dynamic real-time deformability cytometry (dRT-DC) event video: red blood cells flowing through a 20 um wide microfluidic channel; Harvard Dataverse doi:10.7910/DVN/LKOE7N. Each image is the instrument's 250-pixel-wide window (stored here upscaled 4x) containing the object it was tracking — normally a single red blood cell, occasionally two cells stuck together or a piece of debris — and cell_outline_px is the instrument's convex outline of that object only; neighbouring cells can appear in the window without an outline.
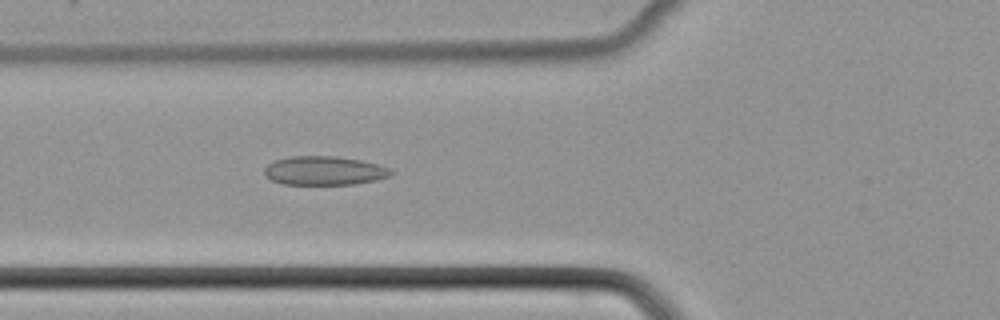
{"species": "common noctule bat (a hibernating species)", "species_latin": "Nyctalus noctula", "temperature_condition": "cold", "stored_images_in_passage": 52, "camera_frame_rate_fps": 3000, "um_per_image_px": 0.085, "animal": {"sex": "female", "body_mass_g": 22.7, "forearm_length_mm": 54.2}, "frame": {"image": 1, "passage_image": 20, "time_ms": 6.333, "image_size_px": [1000, 320], "cell_outline_px": [[396, 172], [392, 176], [376, 180], [352, 184], [284, 184], [272, 180], [264, 176], [264, 168], [268, 164], [276, 160], [288, 156], [336, 156], [360, 160], [392, 168]], "centroid_in_image_um": [27.59, 14.5], "position_along_channel_um": 98.2, "area_um2": 21.44}}
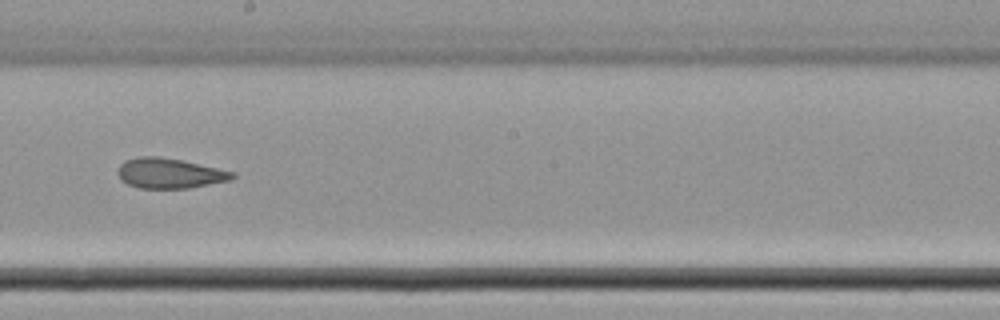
{"frame": {"image": 2, "passage_image": 30, "time_ms": 9.667, "image_size_px": [1000, 320], "cell_outline_px": [[236, 176], [232, 180], [188, 188], [140, 188], [128, 184], [120, 180], [116, 172], [120, 164], [124, 160], [140, 156], [156, 156], [184, 160], [236, 172]], "centroid_in_image_um": [14.42, 14.72], "position_along_channel_um": 233.8, "area_um2": 20.4}}
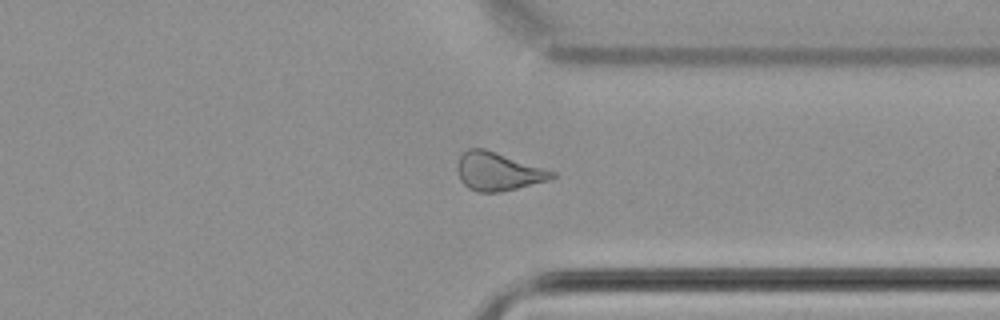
{"frame": {"image": 3, "passage_image": 40, "time_ms": 13.0, "image_size_px": [1000, 320], "cell_outline_px": [[556, 176], [552, 180], [500, 192], [476, 192], [468, 188], [460, 180], [456, 168], [460, 156], [468, 148], [484, 148], [556, 172]], "centroid_in_image_um": [42.34, 14.59], "position_along_channel_um": 369.1, "area_um2": 21.15}}